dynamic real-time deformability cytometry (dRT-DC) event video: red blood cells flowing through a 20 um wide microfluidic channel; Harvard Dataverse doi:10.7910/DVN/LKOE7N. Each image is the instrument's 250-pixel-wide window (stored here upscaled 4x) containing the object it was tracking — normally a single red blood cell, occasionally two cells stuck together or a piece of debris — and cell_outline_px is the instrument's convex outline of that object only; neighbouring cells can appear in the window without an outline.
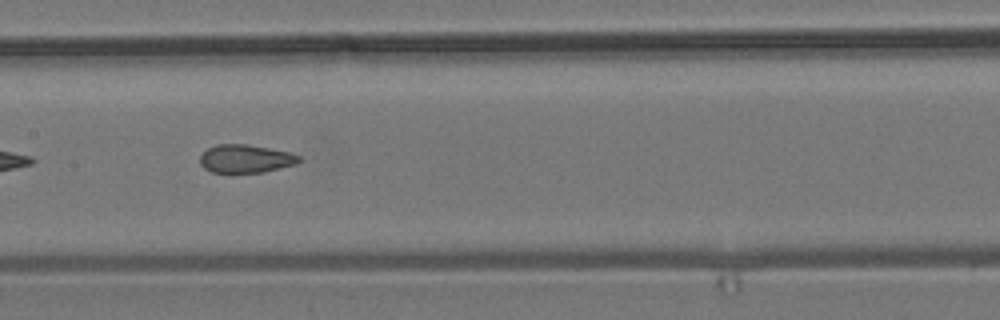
{"species": "common noctule bat (a hibernating species)", "species_latin": "Nyctalus noctula", "temperature_condition": "room temperature", "stored_images_in_passage": 6, "camera_frame_rate_fps": 3000, "um_per_image_px": 0.085, "animal": {"sex": "male", "body_mass_g": 19.2, "forearm_length_mm": 51.8}, "frame": {"image": 1, "passage_image": 5, "time_ms": 4.667, "image_size_px": [1000, 320], "cell_outline_px": [[300, 160], [296, 164], [264, 172], [212, 172], [204, 168], [200, 164], [200, 156], [208, 148], [216, 144], [248, 144], [292, 152], [300, 156]], "centroid_in_image_um": [20.89, 13.48], "position_along_channel_um": 186.5, "area_um2": 16.3}}
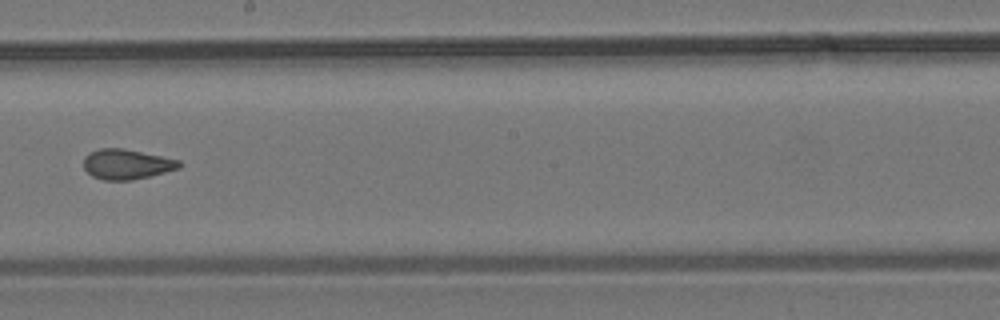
{"frame": {"image": 2, "passage_image": 6, "time_ms": 6.0, "image_size_px": [1000, 320], "cell_outline_px": [[184, 164], [180, 168], [132, 180], [104, 180], [92, 176], [84, 168], [84, 156], [88, 152], [100, 148], [124, 148], [180, 160]], "centroid_in_image_um": [10.76, 13.95], "position_along_channel_um": 237.4, "area_um2": 16.82}}